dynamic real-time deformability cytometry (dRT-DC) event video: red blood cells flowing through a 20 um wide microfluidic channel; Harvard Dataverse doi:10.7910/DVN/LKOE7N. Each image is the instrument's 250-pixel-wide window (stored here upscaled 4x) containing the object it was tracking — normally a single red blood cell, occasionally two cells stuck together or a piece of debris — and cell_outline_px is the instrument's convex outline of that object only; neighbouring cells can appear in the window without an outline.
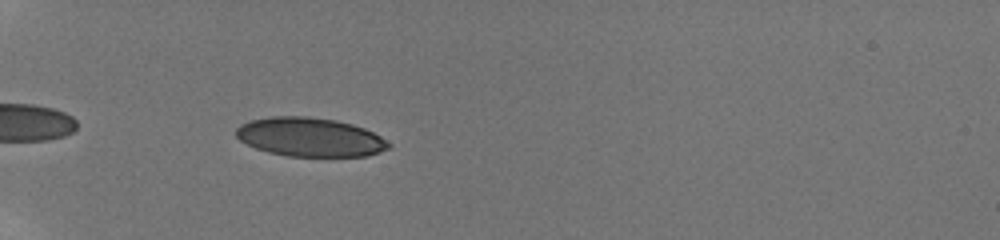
{"species": "human", "species_latin": "Homo sapiens", "temperature_condition": "room temperature", "stored_images_in_passage": 78, "camera_frame_rate_fps": 3000, "um_per_image_px": 0.085, "donor": {"sex": "male"}, "frame": {"image": 1, "passage_image": 6, "time_ms": 1.0, "image_size_px": [1000, 240], "cell_outline_px": [[392, 144], [388, 148], [380, 152], [368, 156], [288, 156], [268, 152], [256, 148], [240, 140], [236, 136], [236, 128], [240, 124], [252, 120], [268, 116], [308, 116], [336, 120], [352, 124], [364, 128], [380, 136]], "centroid_in_image_um": [26.35, 11.65], "position_along_channel_um": 58.7, "area_um2": 34.62}}
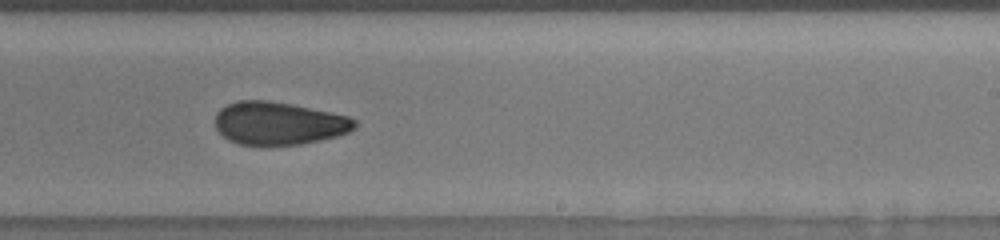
{"frame": {"image": 2, "passage_image": 30, "time_ms": 7.0, "image_size_px": [1000, 240], "cell_outline_px": [[356, 128], [348, 132], [336, 136], [320, 140], [300, 144], [240, 144], [228, 140], [216, 128], [216, 112], [220, 108], [228, 104], [240, 100], [268, 100], [348, 116], [356, 120]], "centroid_in_image_um": [23.68, 10.47], "position_along_channel_um": 265.3, "area_um2": 34.33}}
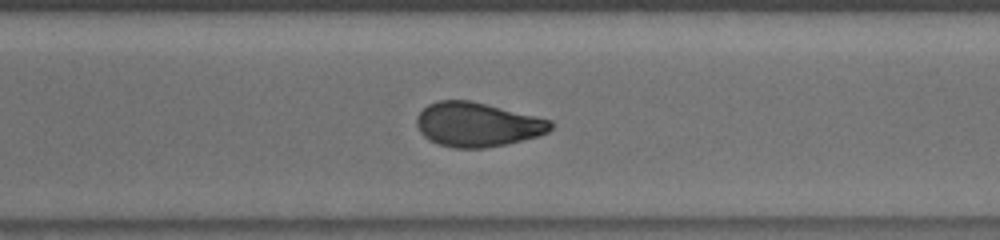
{"frame": {"image": 3, "passage_image": 40, "time_ms": 8.667, "image_size_px": [1000, 240], "cell_outline_px": [[552, 128], [548, 132], [536, 136], [504, 144], [484, 148], [456, 148], [440, 144], [424, 136], [420, 132], [416, 124], [416, 116], [428, 104], [440, 100], [472, 100], [552, 120]], "centroid_in_image_um": [40.56, 10.57], "position_along_channel_um": 330.0, "area_um2": 34.33}, "authors_computed_cell_mechanics": {"area_um2": 34.5355, "velocity_mm_per_s": 3.886, "shape_relaxation_time_tau1_ms": null, "shape_relaxation_time_tau2_ms": 1.8153, "deformation_change_tau1": null, "deformation_change_tau2": 0.0709}}